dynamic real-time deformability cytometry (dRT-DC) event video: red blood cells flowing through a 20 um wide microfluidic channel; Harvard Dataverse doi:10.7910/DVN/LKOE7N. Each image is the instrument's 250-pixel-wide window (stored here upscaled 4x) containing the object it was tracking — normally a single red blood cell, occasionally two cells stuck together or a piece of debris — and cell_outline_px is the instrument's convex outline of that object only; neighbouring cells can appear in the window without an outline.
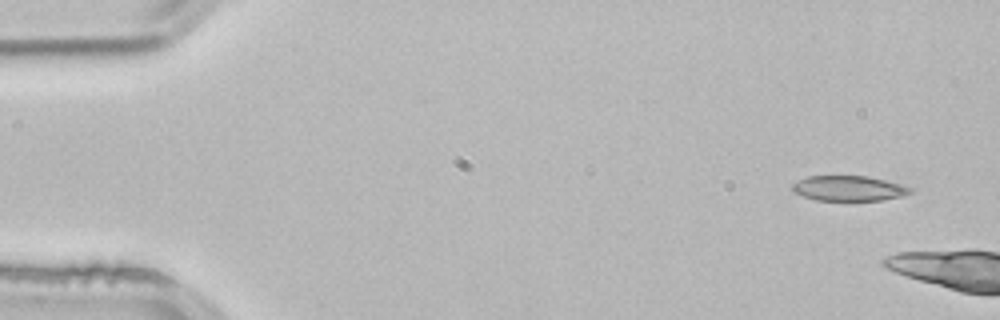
{"species": "common noctule bat (a hibernating species)", "species_latin": "Nyctalus noctula", "temperature_condition": "room temperature", "stored_images_in_passage": 5, "camera_frame_rate_fps": 3000, "um_per_image_px": 0.085, "animal": {"sex": "male", "body_mass_g": 21.5, "forearm_length_mm": 52.0}, "frame": {"image": 1, "passage_image": 1, "time_ms": 0.0, "image_size_px": [1000, 320], "cell_outline_px": [[912, 192], [904, 196], [880, 200], [816, 200], [792, 192], [792, 184], [808, 176], [868, 176], [884, 180], [912, 188]], "centroid_in_image_um": [72.13, 16.01], "position_along_channel_um": 12.9, "area_um2": 17.11}}